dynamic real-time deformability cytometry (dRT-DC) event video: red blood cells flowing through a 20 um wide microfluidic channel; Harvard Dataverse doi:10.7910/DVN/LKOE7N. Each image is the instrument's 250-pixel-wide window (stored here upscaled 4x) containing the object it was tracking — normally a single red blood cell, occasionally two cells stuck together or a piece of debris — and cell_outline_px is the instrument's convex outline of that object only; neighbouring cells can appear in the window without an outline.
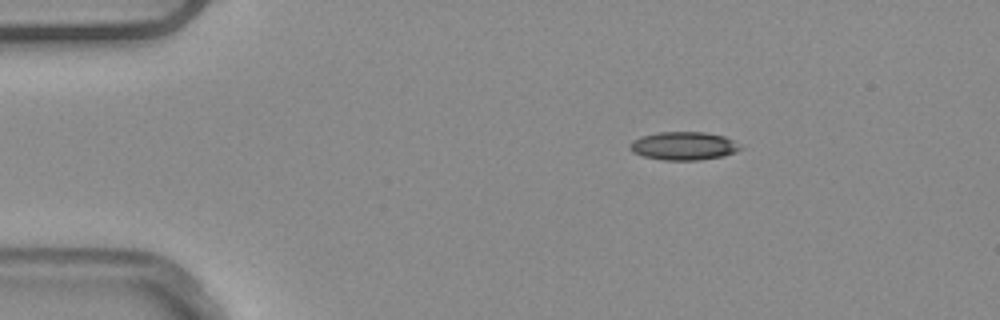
{"species": "common noctule bat (a hibernating species)", "species_latin": "Nyctalus noctula", "temperature_condition": "warm", "stored_images_in_passage": 2, "camera_frame_rate_fps": 3000, "um_per_image_px": 0.085, "animal": {"sex": "male", "body_mass_g": 20.4}, "frame": {"image": 1, "passage_image": 2, "time_ms": 0.333, "image_size_px": [1000, 320], "cell_outline_px": [[744, 148], [736, 152], [724, 156], [700, 160], [664, 160], [644, 156], [632, 152], [628, 148], [628, 144], [632, 140], [640, 136], [660, 132], [704, 132], [724, 136], [732, 140]], "centroid_in_image_um": [58.09, 12.4], "position_along_channel_um": 26.9, "area_um2": 18.32}}